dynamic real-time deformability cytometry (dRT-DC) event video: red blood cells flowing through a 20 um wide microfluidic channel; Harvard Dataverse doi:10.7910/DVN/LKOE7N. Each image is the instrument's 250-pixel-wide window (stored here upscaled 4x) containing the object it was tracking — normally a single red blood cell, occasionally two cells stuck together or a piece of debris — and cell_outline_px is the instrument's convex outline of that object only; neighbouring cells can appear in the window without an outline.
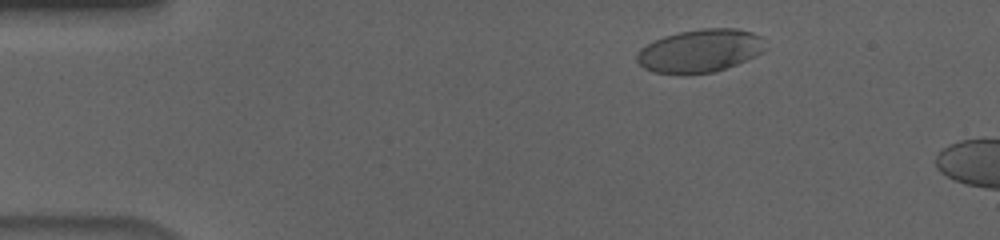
{"species": "human", "species_latin": "Homo sapiens", "temperature_condition": "cold", "stored_images_in_passage": 11, "camera_frame_rate_fps": 3000, "um_per_image_px": 0.085, "donor": {"sex": "male"}, "frame": {"image": 1, "passage_image": 7, "time_ms": 2.0, "image_size_px": [1000, 240], "cell_outline_px": [[764, 52], [756, 56], [736, 64], [712, 72], [652, 72], [644, 68], [636, 60], [636, 52], [640, 48], [664, 36], [680, 32], [700, 28], [736, 28], [752, 32], [760, 36], [764, 40]], "centroid_in_image_um": [59.52, 4.28], "position_along_channel_um": 25.5, "area_um2": 31.73}}